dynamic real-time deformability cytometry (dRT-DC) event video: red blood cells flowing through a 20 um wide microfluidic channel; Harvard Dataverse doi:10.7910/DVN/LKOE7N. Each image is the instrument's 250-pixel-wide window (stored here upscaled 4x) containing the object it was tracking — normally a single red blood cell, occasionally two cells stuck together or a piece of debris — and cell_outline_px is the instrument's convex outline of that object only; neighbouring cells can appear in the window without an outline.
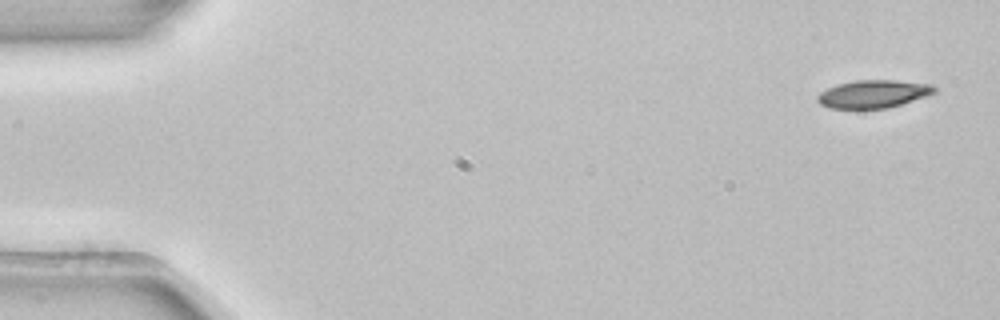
{"species": "common noctule bat (a hibernating species)", "species_latin": "Nyctalus noctula", "temperature_condition": "room temperature", "stored_images_in_passage": 4, "camera_frame_rate_fps": 3000, "um_per_image_px": 0.085, "animal": {"sex": "female", "body_mass_g": 22.7, "forearm_length_mm": 54.2}, "frame": {"image": 1, "passage_image": 1, "time_ms": 0.0, "image_size_px": [1000, 320], "cell_outline_px": [[936, 92], [888, 108], [828, 108], [820, 104], [816, 100], [816, 96], [820, 92], [836, 84], [856, 80], [896, 80], [932, 84], [936, 88]], "centroid_in_image_um": [74.19, 7.97], "position_along_channel_um": 10.8, "area_um2": 18.9}}
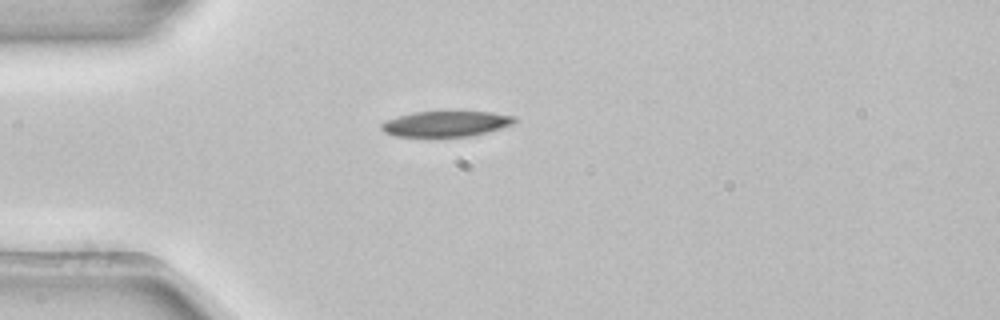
{"frame": {"image": 2, "passage_image": 4, "time_ms": 1.0, "image_size_px": [1000, 320], "cell_outline_px": [[516, 120], [512, 124], [488, 132], [468, 136], [396, 136], [384, 132], [380, 128], [380, 124], [388, 120], [412, 112], [492, 112], [516, 116]], "centroid_in_image_um": [37.92, 10.52], "position_along_channel_um": 47.1, "area_um2": 19.54}}